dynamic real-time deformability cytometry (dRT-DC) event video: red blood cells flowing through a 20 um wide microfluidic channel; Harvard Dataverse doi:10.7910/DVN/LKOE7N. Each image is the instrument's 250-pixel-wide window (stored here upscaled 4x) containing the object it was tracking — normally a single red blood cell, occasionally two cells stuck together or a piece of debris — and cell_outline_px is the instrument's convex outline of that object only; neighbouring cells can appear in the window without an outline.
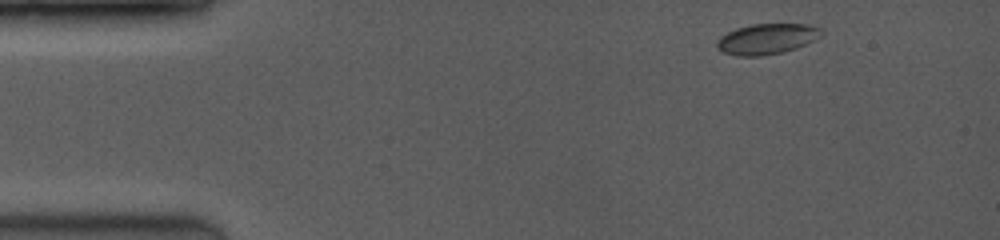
{"species": "common noctule bat (a hibernating species)", "species_latin": "Nyctalus noctula", "temperature_condition": "room temperature", "stored_images_in_passage": 14, "camera_frame_rate_fps": 3500, "um_per_image_px": 0.085, "animal": {"sex": "female", "body_mass_g": 19.0, "forearm_length_mm": 53.3}, "frame": {"image": 1, "passage_image": 1, "time_ms": 0.0, "image_size_px": [1000, 240], "cell_outline_px": [[824, 32], [816, 40], [796, 48], [784, 52], [760, 56], [736, 56], [720, 52], [716, 48], [716, 40], [720, 36], [736, 28], [748, 24], [808, 24], [820, 28]], "centroid_in_image_um": [65.15, 3.31], "position_along_channel_um": 19.8, "area_um2": 18.96}}
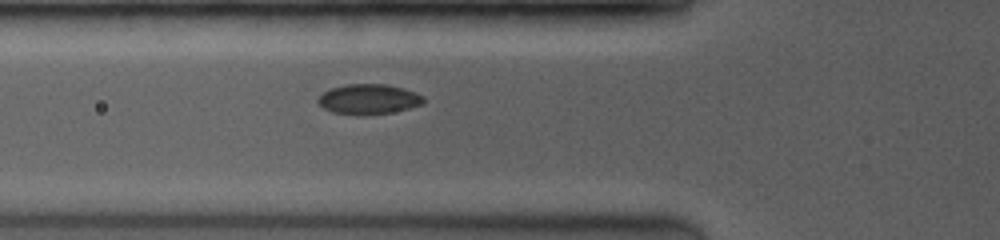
{"frame": {"image": 2, "passage_image": 6, "time_ms": 4.0, "image_size_px": [1000, 240], "cell_outline_px": [[424, 104], [392, 112], [364, 116], [360, 116], [332, 112], [324, 108], [316, 100], [324, 92], [332, 88], [348, 84], [388, 84], [404, 88], [424, 96]], "centroid_in_image_um": [31.35, 8.44], "position_along_channel_um": 94.4, "area_um2": 18.61}}
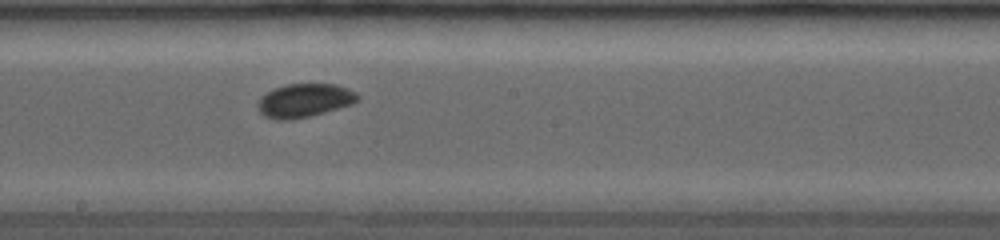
{"frame": {"image": 3, "passage_image": 14, "time_ms": 7.143, "image_size_px": [1000, 240], "cell_outline_px": [[360, 100], [352, 104], [312, 116], [292, 120], [276, 120], [264, 116], [260, 112], [256, 104], [260, 96], [276, 88], [288, 84], [336, 84], [348, 88], [356, 92], [360, 96]], "centroid_in_image_um": [25.89, 8.55], "position_along_channel_um": 222.3, "area_um2": 19.77}}